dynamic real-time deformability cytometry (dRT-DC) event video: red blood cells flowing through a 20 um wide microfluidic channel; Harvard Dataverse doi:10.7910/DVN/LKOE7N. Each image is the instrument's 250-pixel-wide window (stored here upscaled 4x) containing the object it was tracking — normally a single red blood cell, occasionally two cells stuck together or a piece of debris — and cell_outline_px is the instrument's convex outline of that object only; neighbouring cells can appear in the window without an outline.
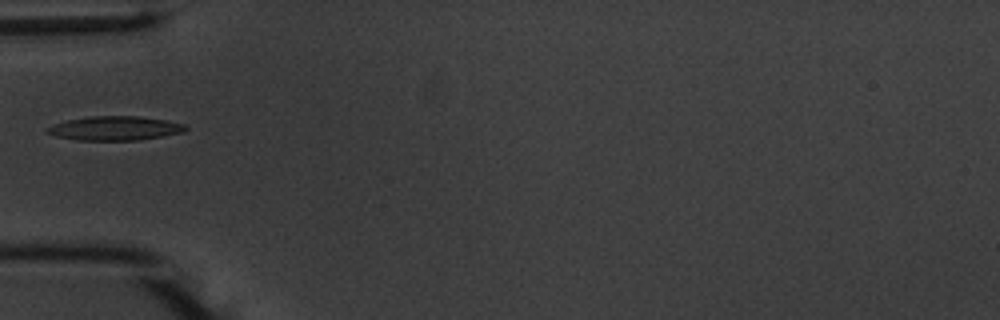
{"species": "common noctule bat (a hibernating species)", "species_latin": "Nyctalus noctula", "temperature_condition": "warm", "stored_images_in_passage": 3, "camera_frame_rate_fps": 3000, "um_per_image_px": 0.085, "animal": {"sex": "male", "body_mass_g": 20.1, "forearm_length_mm": 53.5}, "frame": {"image": 1, "passage_image": 1, "time_ms": 0.0, "image_size_px": [1000, 320], "cell_outline_px": [[188, 128], [184, 132], [164, 136], [140, 140], [76, 140], [56, 136], [44, 132], [44, 128], [52, 124], [68, 120], [88, 116], [140, 116], [168, 120], [184, 124]], "centroid_in_image_um": [9.76, 10.9], "position_along_channel_um": 75.2, "area_um2": 19.71}}